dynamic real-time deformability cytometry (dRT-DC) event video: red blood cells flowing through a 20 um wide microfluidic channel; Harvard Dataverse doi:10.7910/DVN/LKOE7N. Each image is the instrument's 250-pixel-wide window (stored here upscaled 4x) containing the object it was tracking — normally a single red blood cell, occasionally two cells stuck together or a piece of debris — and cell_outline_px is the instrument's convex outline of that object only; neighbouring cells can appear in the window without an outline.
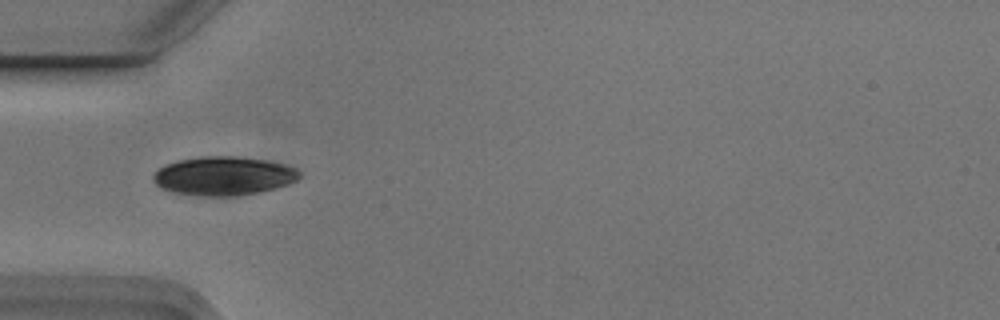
{"species": "Egyptian fruit bat (a non-hibernating species)", "species_latin": "Rousettus aegyptiacus", "temperature_condition": "cold", "stored_images_in_passage": 6, "camera_frame_rate_fps": 3000, "um_per_image_px": 0.085, "animal": {"sex": "male"}, "frame": {"image": 1, "passage_image": 4, "time_ms": 1.0, "image_size_px": [1000, 320], "cell_outline_px": [[300, 176], [296, 180], [288, 184], [256, 192], [236, 196], [196, 196], [176, 192], [160, 188], [152, 180], [152, 176], [164, 164], [180, 160], [204, 156], [236, 156], [268, 160], [284, 164], [296, 168], [300, 172]], "centroid_in_image_um": [18.99, 14.95], "position_along_channel_um": 66.0, "area_um2": 32.95}}
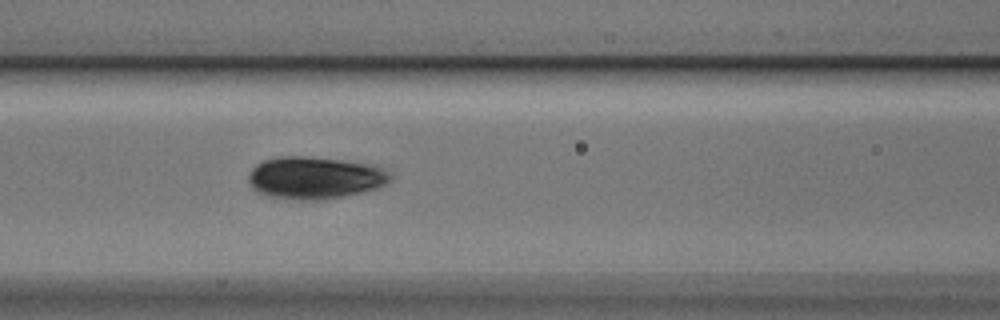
{"frame": {"image": 2, "passage_image": 6, "time_ms": 1.667, "image_size_px": [1000, 320], "cell_outline_px": [[392, 180], [376, 188], [344, 196], [324, 200], [300, 200], [268, 196], [256, 192], [252, 188], [248, 180], [248, 176], [252, 168], [256, 164], [264, 160], [280, 156], [308, 156], [344, 160], [368, 164], [392, 172]], "centroid_in_image_um": [26.74, 15.11], "position_along_channel_um": 139.9, "area_um2": 35.08}}